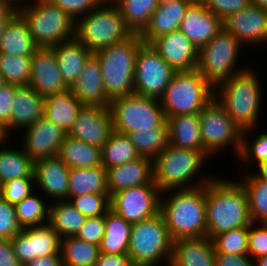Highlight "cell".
<instances>
[{
  "label": "cell",
  "mask_w": 267,
  "mask_h": 266,
  "mask_svg": "<svg viewBox=\"0 0 267 266\" xmlns=\"http://www.w3.org/2000/svg\"><path fill=\"white\" fill-rule=\"evenodd\" d=\"M115 131L128 134L134 131L168 127L160 100L138 94L111 99L109 105Z\"/></svg>",
  "instance_id": "obj_11"
},
{
  "label": "cell",
  "mask_w": 267,
  "mask_h": 266,
  "mask_svg": "<svg viewBox=\"0 0 267 266\" xmlns=\"http://www.w3.org/2000/svg\"><path fill=\"white\" fill-rule=\"evenodd\" d=\"M206 9L216 15L222 22L230 15L250 5V0H201Z\"/></svg>",
  "instance_id": "obj_51"
},
{
  "label": "cell",
  "mask_w": 267,
  "mask_h": 266,
  "mask_svg": "<svg viewBox=\"0 0 267 266\" xmlns=\"http://www.w3.org/2000/svg\"><path fill=\"white\" fill-rule=\"evenodd\" d=\"M256 129L259 128L255 127L242 131L241 149L237 160L241 162L239 163L240 166L246 167L248 164L250 165L247 166L248 170L245 172H250L251 169H255L260 163L267 161V131H261V133L259 131L258 133ZM254 132L258 134L253 135ZM250 135L254 137L251 139ZM251 165L255 167L252 168Z\"/></svg>",
  "instance_id": "obj_42"
},
{
  "label": "cell",
  "mask_w": 267,
  "mask_h": 266,
  "mask_svg": "<svg viewBox=\"0 0 267 266\" xmlns=\"http://www.w3.org/2000/svg\"><path fill=\"white\" fill-rule=\"evenodd\" d=\"M0 266H23L14 253L11 239L0 238Z\"/></svg>",
  "instance_id": "obj_55"
},
{
  "label": "cell",
  "mask_w": 267,
  "mask_h": 266,
  "mask_svg": "<svg viewBox=\"0 0 267 266\" xmlns=\"http://www.w3.org/2000/svg\"><path fill=\"white\" fill-rule=\"evenodd\" d=\"M252 67L249 66L214 87V98L242 131L259 127L261 123L259 116L262 113L260 107L263 104L264 88L257 71Z\"/></svg>",
  "instance_id": "obj_3"
},
{
  "label": "cell",
  "mask_w": 267,
  "mask_h": 266,
  "mask_svg": "<svg viewBox=\"0 0 267 266\" xmlns=\"http://www.w3.org/2000/svg\"><path fill=\"white\" fill-rule=\"evenodd\" d=\"M249 206L250 219L254 223L267 224V182L258 179L251 171L241 174Z\"/></svg>",
  "instance_id": "obj_38"
},
{
  "label": "cell",
  "mask_w": 267,
  "mask_h": 266,
  "mask_svg": "<svg viewBox=\"0 0 267 266\" xmlns=\"http://www.w3.org/2000/svg\"><path fill=\"white\" fill-rule=\"evenodd\" d=\"M105 229V215L87 218L76 237L96 245L101 244Z\"/></svg>",
  "instance_id": "obj_53"
},
{
  "label": "cell",
  "mask_w": 267,
  "mask_h": 266,
  "mask_svg": "<svg viewBox=\"0 0 267 266\" xmlns=\"http://www.w3.org/2000/svg\"><path fill=\"white\" fill-rule=\"evenodd\" d=\"M132 34L112 0H103L94 10L75 20V38L92 53L120 43Z\"/></svg>",
  "instance_id": "obj_6"
},
{
  "label": "cell",
  "mask_w": 267,
  "mask_h": 266,
  "mask_svg": "<svg viewBox=\"0 0 267 266\" xmlns=\"http://www.w3.org/2000/svg\"><path fill=\"white\" fill-rule=\"evenodd\" d=\"M68 13L74 20L94 10L103 0H47Z\"/></svg>",
  "instance_id": "obj_52"
},
{
  "label": "cell",
  "mask_w": 267,
  "mask_h": 266,
  "mask_svg": "<svg viewBox=\"0 0 267 266\" xmlns=\"http://www.w3.org/2000/svg\"><path fill=\"white\" fill-rule=\"evenodd\" d=\"M70 90L83 106L109 107L111 99L104 89L101 65L94 54L85 62Z\"/></svg>",
  "instance_id": "obj_23"
},
{
  "label": "cell",
  "mask_w": 267,
  "mask_h": 266,
  "mask_svg": "<svg viewBox=\"0 0 267 266\" xmlns=\"http://www.w3.org/2000/svg\"><path fill=\"white\" fill-rule=\"evenodd\" d=\"M140 157L154 160L169 144L168 127L134 131L127 134Z\"/></svg>",
  "instance_id": "obj_43"
},
{
  "label": "cell",
  "mask_w": 267,
  "mask_h": 266,
  "mask_svg": "<svg viewBox=\"0 0 267 266\" xmlns=\"http://www.w3.org/2000/svg\"><path fill=\"white\" fill-rule=\"evenodd\" d=\"M100 253L99 245L76 236L61 239L63 266H95Z\"/></svg>",
  "instance_id": "obj_40"
},
{
  "label": "cell",
  "mask_w": 267,
  "mask_h": 266,
  "mask_svg": "<svg viewBox=\"0 0 267 266\" xmlns=\"http://www.w3.org/2000/svg\"><path fill=\"white\" fill-rule=\"evenodd\" d=\"M57 157L69 168H91L102 165L101 148L66 136Z\"/></svg>",
  "instance_id": "obj_34"
},
{
  "label": "cell",
  "mask_w": 267,
  "mask_h": 266,
  "mask_svg": "<svg viewBox=\"0 0 267 266\" xmlns=\"http://www.w3.org/2000/svg\"><path fill=\"white\" fill-rule=\"evenodd\" d=\"M113 131L109 107L83 106L67 136L102 148Z\"/></svg>",
  "instance_id": "obj_16"
},
{
  "label": "cell",
  "mask_w": 267,
  "mask_h": 266,
  "mask_svg": "<svg viewBox=\"0 0 267 266\" xmlns=\"http://www.w3.org/2000/svg\"><path fill=\"white\" fill-rule=\"evenodd\" d=\"M249 226L216 235L212 241L215 253L248 255Z\"/></svg>",
  "instance_id": "obj_45"
},
{
  "label": "cell",
  "mask_w": 267,
  "mask_h": 266,
  "mask_svg": "<svg viewBox=\"0 0 267 266\" xmlns=\"http://www.w3.org/2000/svg\"><path fill=\"white\" fill-rule=\"evenodd\" d=\"M208 160L201 151L168 144L153 160V180L161 192L205 185L214 178L209 173L203 176L206 170L201 171Z\"/></svg>",
  "instance_id": "obj_4"
},
{
  "label": "cell",
  "mask_w": 267,
  "mask_h": 266,
  "mask_svg": "<svg viewBox=\"0 0 267 266\" xmlns=\"http://www.w3.org/2000/svg\"><path fill=\"white\" fill-rule=\"evenodd\" d=\"M10 140L4 137L0 139V185L17 178H35L34 161L21 146L20 149L11 147Z\"/></svg>",
  "instance_id": "obj_30"
},
{
  "label": "cell",
  "mask_w": 267,
  "mask_h": 266,
  "mask_svg": "<svg viewBox=\"0 0 267 266\" xmlns=\"http://www.w3.org/2000/svg\"><path fill=\"white\" fill-rule=\"evenodd\" d=\"M6 84L5 81H4V78L2 77L1 73H0V88Z\"/></svg>",
  "instance_id": "obj_64"
},
{
  "label": "cell",
  "mask_w": 267,
  "mask_h": 266,
  "mask_svg": "<svg viewBox=\"0 0 267 266\" xmlns=\"http://www.w3.org/2000/svg\"><path fill=\"white\" fill-rule=\"evenodd\" d=\"M82 107L81 102L69 89L63 93L45 97L44 116L68 133Z\"/></svg>",
  "instance_id": "obj_33"
},
{
  "label": "cell",
  "mask_w": 267,
  "mask_h": 266,
  "mask_svg": "<svg viewBox=\"0 0 267 266\" xmlns=\"http://www.w3.org/2000/svg\"><path fill=\"white\" fill-rule=\"evenodd\" d=\"M11 240L23 266L39 257L61 255V237L48 223L23 228Z\"/></svg>",
  "instance_id": "obj_15"
},
{
  "label": "cell",
  "mask_w": 267,
  "mask_h": 266,
  "mask_svg": "<svg viewBox=\"0 0 267 266\" xmlns=\"http://www.w3.org/2000/svg\"><path fill=\"white\" fill-rule=\"evenodd\" d=\"M21 147L35 162L39 159L55 157L67 133L45 116L23 129Z\"/></svg>",
  "instance_id": "obj_18"
},
{
  "label": "cell",
  "mask_w": 267,
  "mask_h": 266,
  "mask_svg": "<svg viewBox=\"0 0 267 266\" xmlns=\"http://www.w3.org/2000/svg\"><path fill=\"white\" fill-rule=\"evenodd\" d=\"M12 19L13 18H0V39L3 36V34L5 33L6 28Z\"/></svg>",
  "instance_id": "obj_60"
},
{
  "label": "cell",
  "mask_w": 267,
  "mask_h": 266,
  "mask_svg": "<svg viewBox=\"0 0 267 266\" xmlns=\"http://www.w3.org/2000/svg\"><path fill=\"white\" fill-rule=\"evenodd\" d=\"M160 212L173 241L207 236L206 184L161 192Z\"/></svg>",
  "instance_id": "obj_2"
},
{
  "label": "cell",
  "mask_w": 267,
  "mask_h": 266,
  "mask_svg": "<svg viewBox=\"0 0 267 266\" xmlns=\"http://www.w3.org/2000/svg\"><path fill=\"white\" fill-rule=\"evenodd\" d=\"M18 9L9 0H0V18H14Z\"/></svg>",
  "instance_id": "obj_58"
},
{
  "label": "cell",
  "mask_w": 267,
  "mask_h": 266,
  "mask_svg": "<svg viewBox=\"0 0 267 266\" xmlns=\"http://www.w3.org/2000/svg\"><path fill=\"white\" fill-rule=\"evenodd\" d=\"M132 224L113 210L105 214L104 236L99 246L101 253L127 254Z\"/></svg>",
  "instance_id": "obj_35"
},
{
  "label": "cell",
  "mask_w": 267,
  "mask_h": 266,
  "mask_svg": "<svg viewBox=\"0 0 267 266\" xmlns=\"http://www.w3.org/2000/svg\"><path fill=\"white\" fill-rule=\"evenodd\" d=\"M171 266H215V249L209 237L173 241Z\"/></svg>",
  "instance_id": "obj_27"
},
{
  "label": "cell",
  "mask_w": 267,
  "mask_h": 266,
  "mask_svg": "<svg viewBox=\"0 0 267 266\" xmlns=\"http://www.w3.org/2000/svg\"><path fill=\"white\" fill-rule=\"evenodd\" d=\"M143 43L140 34H132L93 53L100 62L103 86L110 99L134 93L136 56Z\"/></svg>",
  "instance_id": "obj_5"
},
{
  "label": "cell",
  "mask_w": 267,
  "mask_h": 266,
  "mask_svg": "<svg viewBox=\"0 0 267 266\" xmlns=\"http://www.w3.org/2000/svg\"><path fill=\"white\" fill-rule=\"evenodd\" d=\"M242 47L236 37L223 27L210 42L199 49L196 69L215 87L248 68L246 64L243 67L237 65L244 49Z\"/></svg>",
  "instance_id": "obj_10"
},
{
  "label": "cell",
  "mask_w": 267,
  "mask_h": 266,
  "mask_svg": "<svg viewBox=\"0 0 267 266\" xmlns=\"http://www.w3.org/2000/svg\"><path fill=\"white\" fill-rule=\"evenodd\" d=\"M250 4L267 10V0H250Z\"/></svg>",
  "instance_id": "obj_61"
},
{
  "label": "cell",
  "mask_w": 267,
  "mask_h": 266,
  "mask_svg": "<svg viewBox=\"0 0 267 266\" xmlns=\"http://www.w3.org/2000/svg\"><path fill=\"white\" fill-rule=\"evenodd\" d=\"M86 219L67 200L50 202L48 224L61 239L76 236Z\"/></svg>",
  "instance_id": "obj_36"
},
{
  "label": "cell",
  "mask_w": 267,
  "mask_h": 266,
  "mask_svg": "<svg viewBox=\"0 0 267 266\" xmlns=\"http://www.w3.org/2000/svg\"><path fill=\"white\" fill-rule=\"evenodd\" d=\"M160 199L161 191L156 184H142L114 193L110 197V209L135 224L158 214Z\"/></svg>",
  "instance_id": "obj_14"
},
{
  "label": "cell",
  "mask_w": 267,
  "mask_h": 266,
  "mask_svg": "<svg viewBox=\"0 0 267 266\" xmlns=\"http://www.w3.org/2000/svg\"><path fill=\"white\" fill-rule=\"evenodd\" d=\"M199 122L203 148L212 159L227 148H230L231 152L234 151L233 156L238 157L242 130L215 98L199 113Z\"/></svg>",
  "instance_id": "obj_12"
},
{
  "label": "cell",
  "mask_w": 267,
  "mask_h": 266,
  "mask_svg": "<svg viewBox=\"0 0 267 266\" xmlns=\"http://www.w3.org/2000/svg\"><path fill=\"white\" fill-rule=\"evenodd\" d=\"M17 9L38 47L51 48L75 37V20L47 0H31Z\"/></svg>",
  "instance_id": "obj_8"
},
{
  "label": "cell",
  "mask_w": 267,
  "mask_h": 266,
  "mask_svg": "<svg viewBox=\"0 0 267 266\" xmlns=\"http://www.w3.org/2000/svg\"><path fill=\"white\" fill-rule=\"evenodd\" d=\"M142 184H155L153 160L149 158L139 157L107 169V189L110 197L118 191Z\"/></svg>",
  "instance_id": "obj_25"
},
{
  "label": "cell",
  "mask_w": 267,
  "mask_h": 266,
  "mask_svg": "<svg viewBox=\"0 0 267 266\" xmlns=\"http://www.w3.org/2000/svg\"><path fill=\"white\" fill-rule=\"evenodd\" d=\"M39 47L34 42L26 21L18 13L0 39V54L32 56Z\"/></svg>",
  "instance_id": "obj_31"
},
{
  "label": "cell",
  "mask_w": 267,
  "mask_h": 266,
  "mask_svg": "<svg viewBox=\"0 0 267 266\" xmlns=\"http://www.w3.org/2000/svg\"><path fill=\"white\" fill-rule=\"evenodd\" d=\"M255 266H267V255L254 260Z\"/></svg>",
  "instance_id": "obj_62"
},
{
  "label": "cell",
  "mask_w": 267,
  "mask_h": 266,
  "mask_svg": "<svg viewBox=\"0 0 267 266\" xmlns=\"http://www.w3.org/2000/svg\"><path fill=\"white\" fill-rule=\"evenodd\" d=\"M168 123L169 144L178 148L205 152L201 139L199 114L175 115L166 117Z\"/></svg>",
  "instance_id": "obj_29"
},
{
  "label": "cell",
  "mask_w": 267,
  "mask_h": 266,
  "mask_svg": "<svg viewBox=\"0 0 267 266\" xmlns=\"http://www.w3.org/2000/svg\"><path fill=\"white\" fill-rule=\"evenodd\" d=\"M69 203L86 218L105 215L111 207L109 194H86L71 197Z\"/></svg>",
  "instance_id": "obj_46"
},
{
  "label": "cell",
  "mask_w": 267,
  "mask_h": 266,
  "mask_svg": "<svg viewBox=\"0 0 267 266\" xmlns=\"http://www.w3.org/2000/svg\"><path fill=\"white\" fill-rule=\"evenodd\" d=\"M173 240L161 212L132 224L127 255L133 266L170 264Z\"/></svg>",
  "instance_id": "obj_7"
},
{
  "label": "cell",
  "mask_w": 267,
  "mask_h": 266,
  "mask_svg": "<svg viewBox=\"0 0 267 266\" xmlns=\"http://www.w3.org/2000/svg\"><path fill=\"white\" fill-rule=\"evenodd\" d=\"M21 230L16 217L15 206L0 197V238L12 239Z\"/></svg>",
  "instance_id": "obj_50"
},
{
  "label": "cell",
  "mask_w": 267,
  "mask_h": 266,
  "mask_svg": "<svg viewBox=\"0 0 267 266\" xmlns=\"http://www.w3.org/2000/svg\"><path fill=\"white\" fill-rule=\"evenodd\" d=\"M223 28V22L208 11L201 0H194L187 8L179 30L199 50Z\"/></svg>",
  "instance_id": "obj_22"
},
{
  "label": "cell",
  "mask_w": 267,
  "mask_h": 266,
  "mask_svg": "<svg viewBox=\"0 0 267 266\" xmlns=\"http://www.w3.org/2000/svg\"><path fill=\"white\" fill-rule=\"evenodd\" d=\"M51 48L56 55L63 81L71 88L77 81L85 62L93 53L75 37Z\"/></svg>",
  "instance_id": "obj_28"
},
{
  "label": "cell",
  "mask_w": 267,
  "mask_h": 266,
  "mask_svg": "<svg viewBox=\"0 0 267 266\" xmlns=\"http://www.w3.org/2000/svg\"><path fill=\"white\" fill-rule=\"evenodd\" d=\"M220 177L214 176L206 184V225L210 239L252 223L248 198L242 185L236 179Z\"/></svg>",
  "instance_id": "obj_1"
},
{
  "label": "cell",
  "mask_w": 267,
  "mask_h": 266,
  "mask_svg": "<svg viewBox=\"0 0 267 266\" xmlns=\"http://www.w3.org/2000/svg\"><path fill=\"white\" fill-rule=\"evenodd\" d=\"M257 169L251 172L260 180L267 182V161L260 163L256 166Z\"/></svg>",
  "instance_id": "obj_59"
},
{
  "label": "cell",
  "mask_w": 267,
  "mask_h": 266,
  "mask_svg": "<svg viewBox=\"0 0 267 266\" xmlns=\"http://www.w3.org/2000/svg\"><path fill=\"white\" fill-rule=\"evenodd\" d=\"M194 0H160L153 12L148 26L140 34L144 43L150 44L154 39L179 30L188 6Z\"/></svg>",
  "instance_id": "obj_24"
},
{
  "label": "cell",
  "mask_w": 267,
  "mask_h": 266,
  "mask_svg": "<svg viewBox=\"0 0 267 266\" xmlns=\"http://www.w3.org/2000/svg\"><path fill=\"white\" fill-rule=\"evenodd\" d=\"M139 157L128 135L115 130L101 148L102 166L106 169L123 165Z\"/></svg>",
  "instance_id": "obj_39"
},
{
  "label": "cell",
  "mask_w": 267,
  "mask_h": 266,
  "mask_svg": "<svg viewBox=\"0 0 267 266\" xmlns=\"http://www.w3.org/2000/svg\"><path fill=\"white\" fill-rule=\"evenodd\" d=\"M14 6L19 7L22 4L27 3L28 0H9ZM30 2V0H29Z\"/></svg>",
  "instance_id": "obj_63"
},
{
  "label": "cell",
  "mask_w": 267,
  "mask_h": 266,
  "mask_svg": "<svg viewBox=\"0 0 267 266\" xmlns=\"http://www.w3.org/2000/svg\"><path fill=\"white\" fill-rule=\"evenodd\" d=\"M215 266H255L249 255L215 253Z\"/></svg>",
  "instance_id": "obj_54"
},
{
  "label": "cell",
  "mask_w": 267,
  "mask_h": 266,
  "mask_svg": "<svg viewBox=\"0 0 267 266\" xmlns=\"http://www.w3.org/2000/svg\"><path fill=\"white\" fill-rule=\"evenodd\" d=\"M223 27L245 46H267V10L249 5L230 15L223 21Z\"/></svg>",
  "instance_id": "obj_17"
},
{
  "label": "cell",
  "mask_w": 267,
  "mask_h": 266,
  "mask_svg": "<svg viewBox=\"0 0 267 266\" xmlns=\"http://www.w3.org/2000/svg\"><path fill=\"white\" fill-rule=\"evenodd\" d=\"M69 171L57 156L35 161V190L45 195L49 202L68 201Z\"/></svg>",
  "instance_id": "obj_20"
},
{
  "label": "cell",
  "mask_w": 267,
  "mask_h": 266,
  "mask_svg": "<svg viewBox=\"0 0 267 266\" xmlns=\"http://www.w3.org/2000/svg\"><path fill=\"white\" fill-rule=\"evenodd\" d=\"M121 11L125 25L133 34H141L148 26L160 0H112Z\"/></svg>",
  "instance_id": "obj_37"
},
{
  "label": "cell",
  "mask_w": 267,
  "mask_h": 266,
  "mask_svg": "<svg viewBox=\"0 0 267 266\" xmlns=\"http://www.w3.org/2000/svg\"><path fill=\"white\" fill-rule=\"evenodd\" d=\"M34 191L35 178H17L0 185V197L14 206Z\"/></svg>",
  "instance_id": "obj_47"
},
{
  "label": "cell",
  "mask_w": 267,
  "mask_h": 266,
  "mask_svg": "<svg viewBox=\"0 0 267 266\" xmlns=\"http://www.w3.org/2000/svg\"><path fill=\"white\" fill-rule=\"evenodd\" d=\"M150 45L175 71L197 68L199 50L180 30L160 36Z\"/></svg>",
  "instance_id": "obj_21"
},
{
  "label": "cell",
  "mask_w": 267,
  "mask_h": 266,
  "mask_svg": "<svg viewBox=\"0 0 267 266\" xmlns=\"http://www.w3.org/2000/svg\"><path fill=\"white\" fill-rule=\"evenodd\" d=\"M45 199L38 190H35L15 205L16 217L22 229L48 223L50 202Z\"/></svg>",
  "instance_id": "obj_41"
},
{
  "label": "cell",
  "mask_w": 267,
  "mask_h": 266,
  "mask_svg": "<svg viewBox=\"0 0 267 266\" xmlns=\"http://www.w3.org/2000/svg\"><path fill=\"white\" fill-rule=\"evenodd\" d=\"M18 87L6 83L0 88V134L4 138L10 136V117L15 91Z\"/></svg>",
  "instance_id": "obj_48"
},
{
  "label": "cell",
  "mask_w": 267,
  "mask_h": 266,
  "mask_svg": "<svg viewBox=\"0 0 267 266\" xmlns=\"http://www.w3.org/2000/svg\"><path fill=\"white\" fill-rule=\"evenodd\" d=\"M86 194H109L107 169L102 165L91 168H70L68 200Z\"/></svg>",
  "instance_id": "obj_32"
},
{
  "label": "cell",
  "mask_w": 267,
  "mask_h": 266,
  "mask_svg": "<svg viewBox=\"0 0 267 266\" xmlns=\"http://www.w3.org/2000/svg\"><path fill=\"white\" fill-rule=\"evenodd\" d=\"M31 58L32 56L0 54V73L5 83L16 86H29Z\"/></svg>",
  "instance_id": "obj_44"
},
{
  "label": "cell",
  "mask_w": 267,
  "mask_h": 266,
  "mask_svg": "<svg viewBox=\"0 0 267 266\" xmlns=\"http://www.w3.org/2000/svg\"><path fill=\"white\" fill-rule=\"evenodd\" d=\"M95 266H133L127 254L99 253Z\"/></svg>",
  "instance_id": "obj_56"
},
{
  "label": "cell",
  "mask_w": 267,
  "mask_h": 266,
  "mask_svg": "<svg viewBox=\"0 0 267 266\" xmlns=\"http://www.w3.org/2000/svg\"><path fill=\"white\" fill-rule=\"evenodd\" d=\"M248 255L253 259L267 255V224L249 225Z\"/></svg>",
  "instance_id": "obj_49"
},
{
  "label": "cell",
  "mask_w": 267,
  "mask_h": 266,
  "mask_svg": "<svg viewBox=\"0 0 267 266\" xmlns=\"http://www.w3.org/2000/svg\"><path fill=\"white\" fill-rule=\"evenodd\" d=\"M214 98V87L197 69L176 71L161 96L165 116L199 114Z\"/></svg>",
  "instance_id": "obj_9"
},
{
  "label": "cell",
  "mask_w": 267,
  "mask_h": 266,
  "mask_svg": "<svg viewBox=\"0 0 267 266\" xmlns=\"http://www.w3.org/2000/svg\"><path fill=\"white\" fill-rule=\"evenodd\" d=\"M24 266H63L62 255H49L39 257Z\"/></svg>",
  "instance_id": "obj_57"
},
{
  "label": "cell",
  "mask_w": 267,
  "mask_h": 266,
  "mask_svg": "<svg viewBox=\"0 0 267 266\" xmlns=\"http://www.w3.org/2000/svg\"><path fill=\"white\" fill-rule=\"evenodd\" d=\"M175 73L150 44L143 43L136 56L134 93L160 99Z\"/></svg>",
  "instance_id": "obj_13"
},
{
  "label": "cell",
  "mask_w": 267,
  "mask_h": 266,
  "mask_svg": "<svg viewBox=\"0 0 267 266\" xmlns=\"http://www.w3.org/2000/svg\"><path fill=\"white\" fill-rule=\"evenodd\" d=\"M10 117V137L44 117L45 98L30 86H19L14 95Z\"/></svg>",
  "instance_id": "obj_26"
},
{
  "label": "cell",
  "mask_w": 267,
  "mask_h": 266,
  "mask_svg": "<svg viewBox=\"0 0 267 266\" xmlns=\"http://www.w3.org/2000/svg\"><path fill=\"white\" fill-rule=\"evenodd\" d=\"M29 86L44 98L70 89L63 81L52 48L39 47L32 55Z\"/></svg>",
  "instance_id": "obj_19"
}]
</instances>
